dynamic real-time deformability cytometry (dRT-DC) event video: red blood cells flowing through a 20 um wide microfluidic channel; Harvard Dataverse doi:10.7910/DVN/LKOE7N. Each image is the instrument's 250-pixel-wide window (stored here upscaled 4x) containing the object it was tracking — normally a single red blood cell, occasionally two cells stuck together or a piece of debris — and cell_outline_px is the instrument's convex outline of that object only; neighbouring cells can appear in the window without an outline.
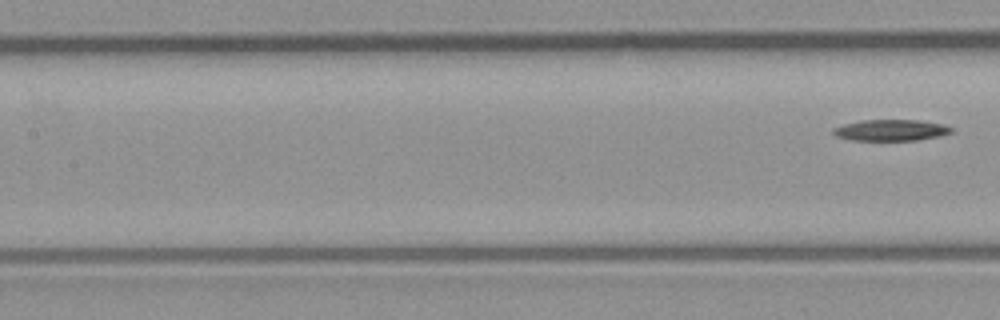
{"species": "common noctule bat (a hibernating species)", "species_latin": "Nyctalus noctula", "temperature_condition": "room temperature", "stored_images_in_passage": 4, "segment_of_instrument_passage": [2, 2], "camera_frame_rate_fps": 3000, "um_per_image_px": 0.085, "animal": {"sex": "male", "body_mass_g": 23.1, "forearm_length_mm": 52.7}, "frame": {"image": 1, "passage_image": 4, "time_ms": 1.0, "image_size_px": [1000, 320], "cell_outline_px": [[952, 132], [940, 136], [916, 140], [852, 140], [836, 136], [832, 132], [832, 128], [844, 124], [860, 120], [920, 120], [944, 124], [952, 128]], "centroid_in_image_um": [75.72, 11.06], "position_along_channel_um": 131.7, "area_um2": 14.62}}